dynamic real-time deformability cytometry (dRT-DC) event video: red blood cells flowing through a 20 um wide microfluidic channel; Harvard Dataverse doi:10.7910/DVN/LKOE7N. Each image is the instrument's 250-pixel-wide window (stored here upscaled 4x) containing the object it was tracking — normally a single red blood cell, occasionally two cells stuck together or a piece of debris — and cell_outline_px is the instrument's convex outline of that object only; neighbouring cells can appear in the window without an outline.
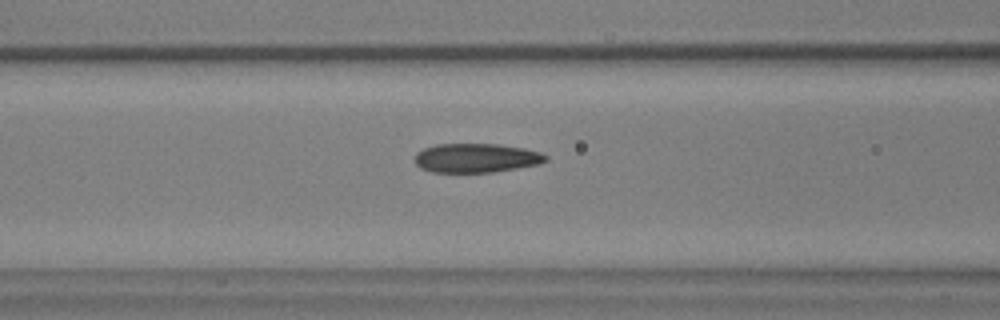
{"species": "common noctule bat (a hibernating species)", "species_latin": "Nyctalus noctula", "temperature_condition": "warm", "stored_images_in_passage": 43, "camera_frame_rate_fps": 3000, "um_per_image_px": 0.085, "animal": {"sex": "male", "body_mass_g": 17.9, "forearm_length_mm": 54.2}, "frame": {"image": 1, "passage_image": 15, "time_ms": 4.667, "image_size_px": [1000, 320], "cell_outline_px": [[548, 160], [540, 164], [492, 172], [432, 172], [420, 168], [416, 164], [416, 152], [424, 148], [436, 144], [496, 144], [524, 148], [540, 152], [548, 156]], "centroid_in_image_um": [40.49, 13.43], "position_along_channel_um": 126.1, "area_um2": 22.2}}
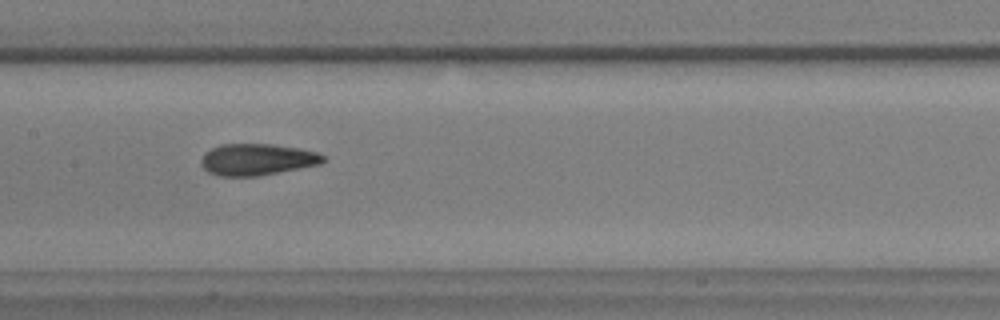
{"frame": {"image": 2, "passage_image": 20, "time_ms": 6.333, "image_size_px": [1000, 320], "cell_outline_px": [[328, 160], [320, 164], [300, 168], [256, 176], [220, 176], [208, 172], [200, 164], [200, 160], [204, 152], [220, 144], [272, 144], [300, 148], [316, 152], [324, 156]], "centroid_in_image_um": [21.84, 13.55], "position_along_channel_um": 185.6, "area_um2": 22.54}}
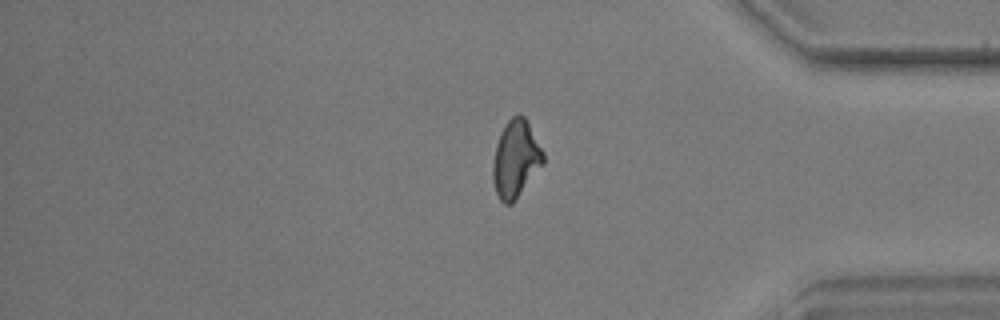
{"frame": {"image": 3, "passage_image": 39, "time_ms": 12.667, "image_size_px": [1000, 320], "cell_outline_px": [[544, 164], [512, 204], [504, 204], [500, 200], [496, 192], [492, 176], [492, 164], [496, 144], [500, 132], [504, 124], [516, 112], [520, 112], [524, 116], [544, 152]], "centroid_in_image_um": [43.83, 13.49], "position_along_channel_um": 391.4, "area_um2": 22.89}}